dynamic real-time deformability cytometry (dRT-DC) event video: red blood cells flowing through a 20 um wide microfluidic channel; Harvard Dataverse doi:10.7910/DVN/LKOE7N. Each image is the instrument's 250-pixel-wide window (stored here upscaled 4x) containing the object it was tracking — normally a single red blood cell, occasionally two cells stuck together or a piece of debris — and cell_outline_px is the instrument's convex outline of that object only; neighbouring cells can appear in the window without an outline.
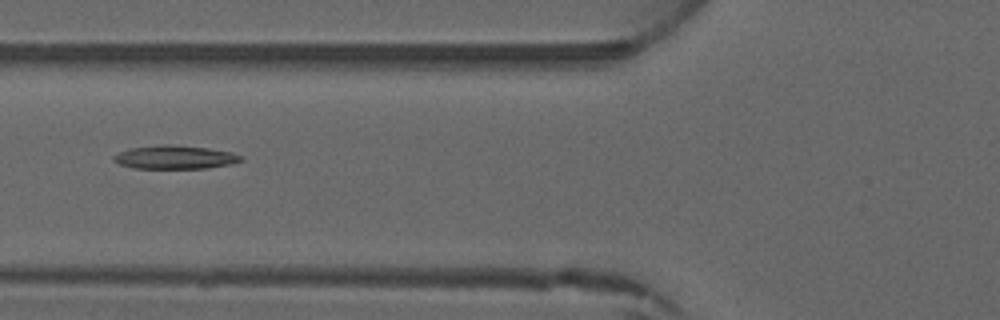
{"species": "common noctule bat (a hibernating species)", "species_latin": "Nyctalus noctula", "temperature_condition": "warm", "stored_images_in_passage": 4, "camera_frame_rate_fps": 3000, "um_per_image_px": 0.085, "animal": {"sex": "male", "forearm_length_mm": 52.5}, "frame": {"image": 1, "passage_image": 3, "time_ms": 2.333, "image_size_px": [1000, 320], "cell_outline_px": [[244, 160], [232, 164], [208, 168], [136, 168], [120, 164], [112, 160], [112, 156], [128, 148], [160, 144], [168, 144], [208, 148], [232, 152], [244, 156]], "centroid_in_image_um": [14.9, 13.35], "position_along_channel_um": 110.9, "area_um2": 17.57}}
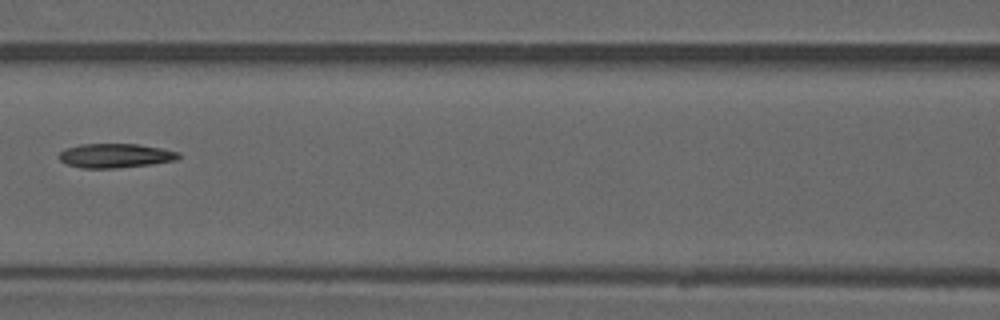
{"frame": {"image": 2, "passage_image": 4, "time_ms": 3.333, "image_size_px": [1000, 320], "cell_outline_px": [[180, 156], [176, 160], [152, 164], [116, 168], [80, 168], [64, 164], [56, 156], [60, 152], [68, 148], [80, 144], [136, 144], [160, 148], [180, 152]], "centroid_in_image_um": [9.76, 13.24], "position_along_channel_um": 156.8, "area_um2": 16.94}}